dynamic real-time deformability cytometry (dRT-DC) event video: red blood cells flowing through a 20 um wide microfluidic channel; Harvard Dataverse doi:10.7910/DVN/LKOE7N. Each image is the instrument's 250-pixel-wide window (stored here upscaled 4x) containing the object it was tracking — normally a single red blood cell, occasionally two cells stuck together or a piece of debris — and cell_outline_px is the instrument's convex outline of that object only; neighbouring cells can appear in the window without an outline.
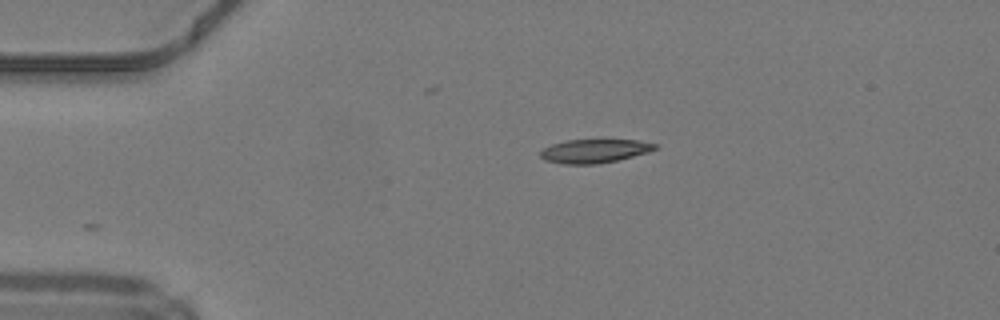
{"species": "common noctule bat (a hibernating species)", "species_latin": "Nyctalus noctula", "temperature_condition": "warm", "stored_images_in_passage": 29, "camera_frame_rate_fps": 3000, "um_per_image_px": 0.085, "animal": {"sex": "male", "body_mass_g": 19.2, "forearm_length_mm": 51.8}, "frame": {"image": 1, "passage_image": 1, "time_ms": 0.0, "image_size_px": [1000, 320], "cell_outline_px": [[660, 144], [656, 148], [648, 152], [616, 160], [596, 164], [564, 164], [544, 160], [540, 156], [540, 152], [544, 148], [552, 144], [568, 140], [640, 140]], "centroid_in_image_um": [50.54, 12.83], "position_along_channel_um": 34.5, "area_um2": 15.72}}
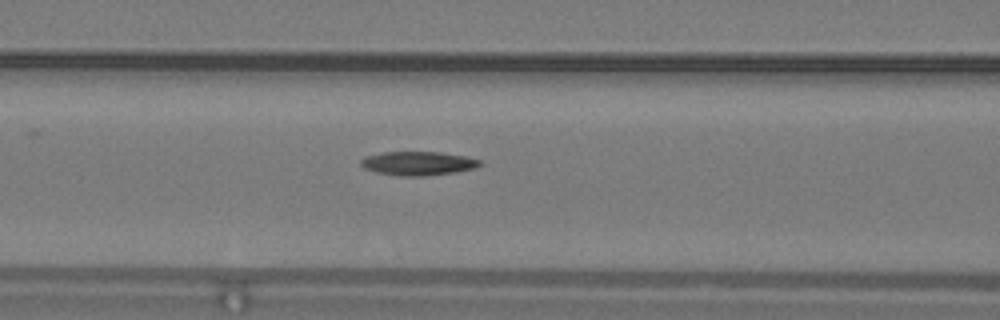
{"frame": {"image": 2, "passage_image": 11, "time_ms": 3.333, "image_size_px": [1000, 320], "cell_outline_px": [[484, 164], [476, 168], [456, 172], [424, 176], [400, 176], [376, 172], [364, 168], [360, 164], [360, 160], [364, 156], [380, 152], [440, 152], [464, 156], [480, 160]], "centroid_in_image_um": [35.53, 13.88], "position_along_channel_um": 131.1, "area_um2": 16.7}}
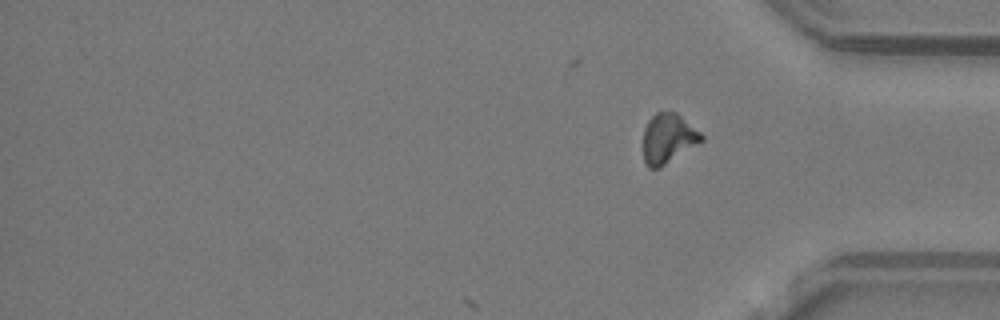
{"frame": {"image": 3, "passage_image": 29, "time_ms": 9.333, "image_size_px": [1000, 320], "cell_outline_px": [[704, 140], [660, 168], [648, 168], [644, 160], [644, 128], [648, 120], [656, 112], [676, 112], [700, 132], [704, 136]], "centroid_in_image_um": [56.79, 11.77], "position_along_channel_um": 378.4, "area_um2": 16.76}}